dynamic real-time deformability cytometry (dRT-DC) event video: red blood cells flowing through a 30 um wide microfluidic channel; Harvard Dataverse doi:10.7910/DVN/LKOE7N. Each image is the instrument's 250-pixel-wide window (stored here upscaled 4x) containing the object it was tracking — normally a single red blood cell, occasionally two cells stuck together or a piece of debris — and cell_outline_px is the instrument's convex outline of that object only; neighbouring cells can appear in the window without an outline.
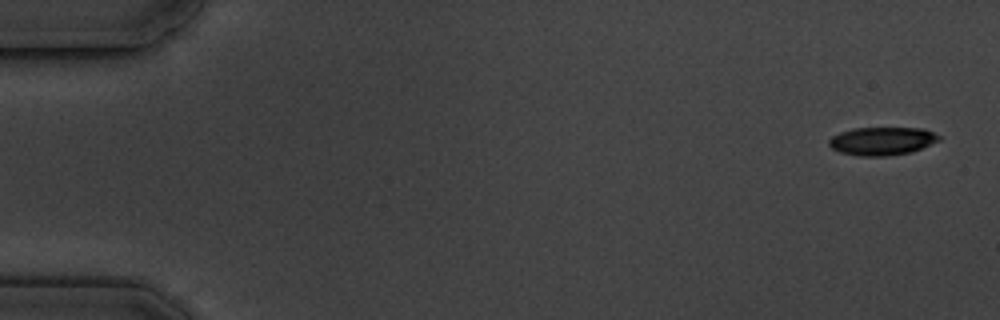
{"species": "common noctule bat (a hibernating species)", "species_latin": "Nyctalus noctula", "temperature_condition": "cold", "stored_images_in_passage": 10, "camera_frame_rate_fps": 3000, "um_per_image_px": 0.085, "animal": {"sex": "male", "body_mass_g": 19.5, "forearm_length_mm": 54.6}, "frame": {"image": 1, "passage_image": 1, "time_ms": 0.0, "image_size_px": [1000, 320], "cell_outline_px": [[940, 140], [912, 152], [884, 156], [860, 156], [840, 152], [832, 148], [828, 144], [828, 140], [832, 136], [840, 132], [852, 128], [924, 128], [940, 136]], "centroid_in_image_um": [74.96, 11.98], "position_along_channel_um": 10.0, "area_um2": 18.03}}
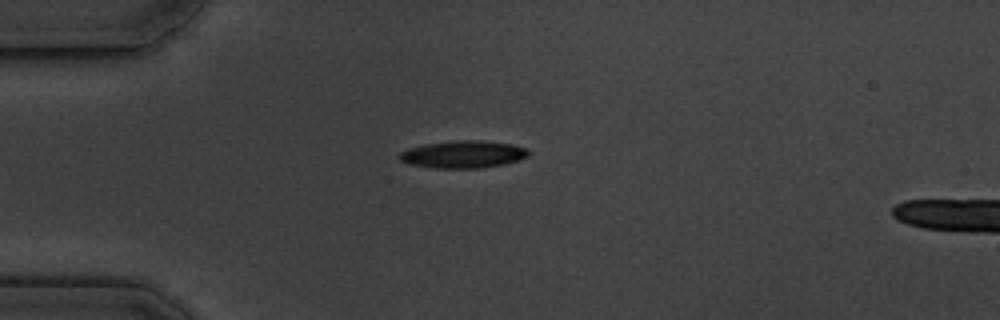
{"frame": {"image": 2, "passage_image": 5, "time_ms": 4.333, "image_size_px": [1000, 320], "cell_outline_px": [[528, 156], [520, 160], [504, 164], [480, 168], [436, 168], [408, 164], [400, 160], [396, 156], [400, 152], [408, 148], [428, 144], [456, 140], [480, 140], [512, 144], [528, 148]], "centroid_in_image_um": [39.37, 13.12], "position_along_channel_um": 45.6, "area_um2": 20.63}}